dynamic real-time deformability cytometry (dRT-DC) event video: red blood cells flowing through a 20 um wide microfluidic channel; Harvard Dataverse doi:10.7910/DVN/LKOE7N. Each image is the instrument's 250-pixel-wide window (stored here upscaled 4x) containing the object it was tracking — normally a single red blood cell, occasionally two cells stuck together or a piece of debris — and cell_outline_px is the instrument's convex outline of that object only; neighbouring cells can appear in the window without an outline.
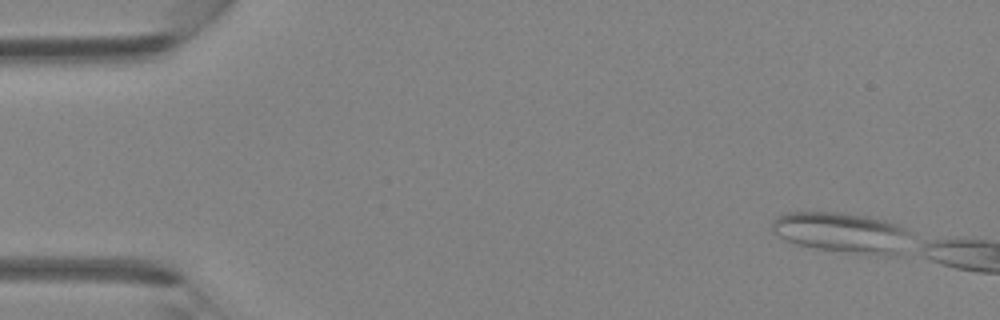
{"species": "Egyptian fruit bat (a non-hibernating species)", "species_latin": "Rousettus aegyptiacus", "temperature_condition": "room temperature", "stored_images_in_passage": 4, "camera_frame_rate_fps": 3000, "um_per_image_px": 0.085, "animal": {"sex": "female"}, "frame": {"image": 1, "passage_image": 1, "time_ms": 0.0, "image_size_px": [1000, 320], "cell_outline_px": [[908, 232], [900, 252], [892, 256], [884, 256], [816, 248], [796, 244], [772, 232], [772, 220], [776, 216], [784, 212], [836, 212], [868, 216], [900, 224]], "centroid_in_image_um": [71.5, 19.75], "position_along_channel_um": 13.5, "area_um2": 32.25}}